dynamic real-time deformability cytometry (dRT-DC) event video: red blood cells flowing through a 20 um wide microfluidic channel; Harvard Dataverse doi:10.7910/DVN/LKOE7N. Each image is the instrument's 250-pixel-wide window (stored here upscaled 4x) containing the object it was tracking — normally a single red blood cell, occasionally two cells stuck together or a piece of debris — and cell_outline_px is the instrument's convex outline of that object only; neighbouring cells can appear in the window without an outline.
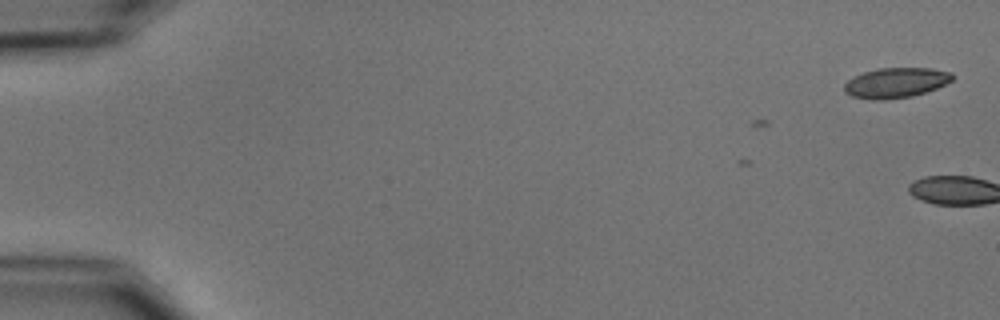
{"species": "common noctule bat (a hibernating species)", "species_latin": "Nyctalus noctula", "temperature_condition": "cold", "stored_images_in_passage": 6, "camera_frame_rate_fps": 3000, "um_per_image_px": 0.085, "animal": {"sex": "male", "body_mass_g": 15.6}, "frame": {"image": 1, "passage_image": 1, "time_ms": 0.0, "image_size_px": [1000, 320], "cell_outline_px": [[952, 80], [936, 88], [912, 96], [884, 100], [872, 100], [852, 96], [844, 92], [844, 84], [852, 76], [876, 68], [932, 68], [952, 72]], "centroid_in_image_um": [76.1, 7.03], "position_along_channel_um": 8.9, "area_um2": 19.02}}
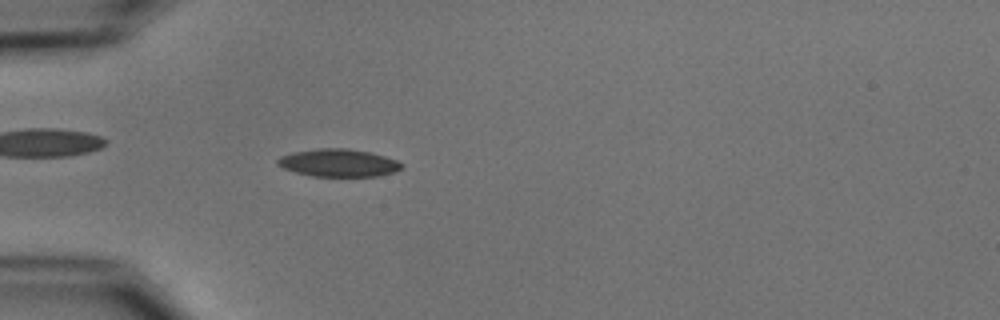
{"frame": {"image": 2, "passage_image": 6, "time_ms": 6.0, "image_size_px": [1000, 320], "cell_outline_px": [[404, 168], [396, 172], [376, 176], [312, 176], [296, 172], [284, 168], [276, 164], [276, 160], [280, 156], [292, 152], [316, 148], [348, 148], [372, 152], [396, 160], [404, 164]], "centroid_in_image_um": [28.79, 13.83], "position_along_channel_um": 56.2, "area_um2": 20.23}}